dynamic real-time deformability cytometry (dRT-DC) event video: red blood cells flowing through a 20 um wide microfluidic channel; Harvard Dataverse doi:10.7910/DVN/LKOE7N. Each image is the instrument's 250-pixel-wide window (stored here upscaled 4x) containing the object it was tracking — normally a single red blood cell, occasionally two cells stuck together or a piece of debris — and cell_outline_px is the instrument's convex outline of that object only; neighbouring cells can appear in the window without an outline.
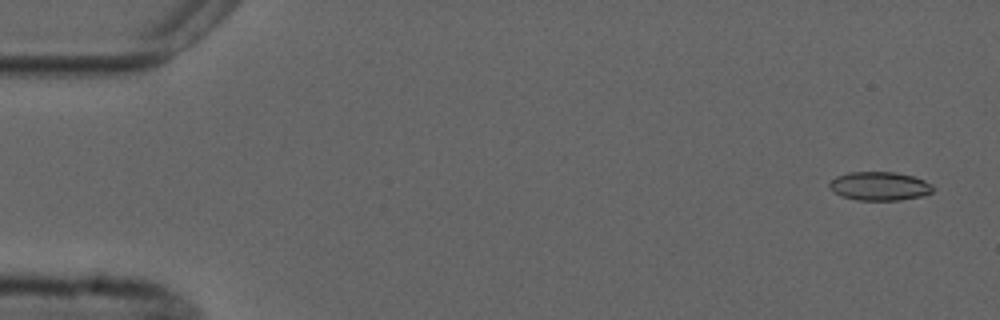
{"species": "common noctule bat (a hibernating species)", "species_latin": "Nyctalus noctula", "temperature_condition": "cold", "stored_images_in_passage": 4, "camera_frame_rate_fps": 3000, "um_per_image_px": 0.085, "animal": {"sex": "male", "forearm_length_mm": 52.5}, "frame": {"image": 1, "passage_image": 1, "time_ms": 0.0, "image_size_px": [1000, 320], "cell_outline_px": [[932, 192], [924, 196], [900, 200], [856, 200], [840, 196], [832, 192], [828, 188], [828, 184], [836, 176], [848, 172], [896, 172], [912, 176], [924, 180], [932, 184]], "centroid_in_image_um": [74.72, 15.82], "position_along_channel_um": 10.3, "area_um2": 17.51}}
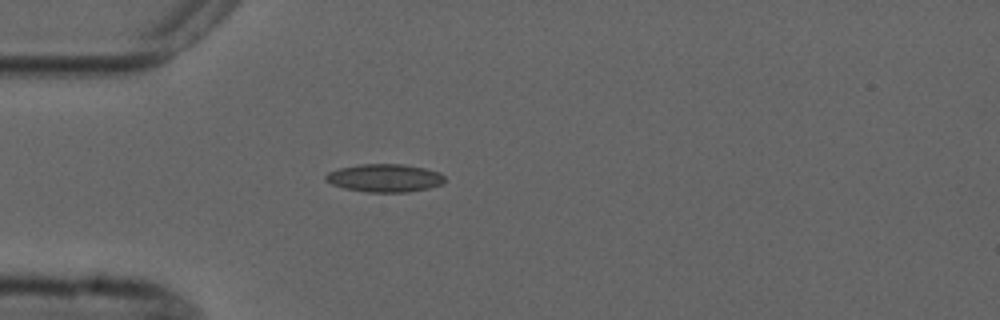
{"frame": {"image": 2, "passage_image": 4, "time_ms": 4.333, "image_size_px": [1000, 320], "cell_outline_px": [[444, 184], [428, 188], [408, 192], [368, 192], [344, 188], [332, 184], [324, 180], [324, 176], [328, 172], [340, 168], [360, 164], [404, 164], [424, 168], [440, 172], [444, 176]], "centroid_in_image_um": [32.7, 15.13], "position_along_channel_um": 52.3, "area_um2": 19.48}}